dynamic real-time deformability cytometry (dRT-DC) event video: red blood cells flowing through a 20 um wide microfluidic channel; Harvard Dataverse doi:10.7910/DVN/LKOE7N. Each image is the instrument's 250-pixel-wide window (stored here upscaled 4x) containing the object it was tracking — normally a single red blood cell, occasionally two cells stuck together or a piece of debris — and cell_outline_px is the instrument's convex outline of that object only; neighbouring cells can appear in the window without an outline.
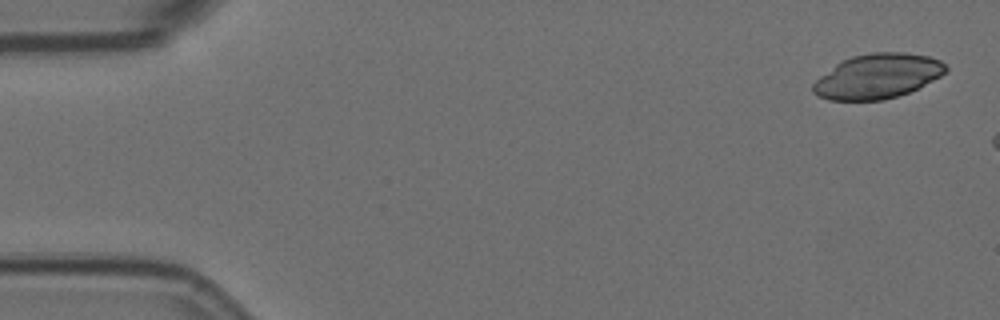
{"species": "Egyptian fruit bat (a non-hibernating species)", "species_latin": "Rousettus aegyptiacus", "temperature_condition": "room temperature", "stored_images_in_passage": 3, "camera_frame_rate_fps": 3000, "um_per_image_px": 0.085, "animal": {"sex": "female"}, "frame": {"image": 1, "passage_image": 1, "time_ms": 0.0, "image_size_px": [1000, 320], "cell_outline_px": [[948, 68], [940, 76], [908, 92], [884, 100], [828, 100], [816, 96], [812, 92], [812, 84], [820, 76], [836, 64], [852, 56], [872, 52], [904, 52], [928, 56], [940, 60]], "centroid_in_image_um": [74.55, 6.48], "position_along_channel_um": 10.4, "area_um2": 34.33}}